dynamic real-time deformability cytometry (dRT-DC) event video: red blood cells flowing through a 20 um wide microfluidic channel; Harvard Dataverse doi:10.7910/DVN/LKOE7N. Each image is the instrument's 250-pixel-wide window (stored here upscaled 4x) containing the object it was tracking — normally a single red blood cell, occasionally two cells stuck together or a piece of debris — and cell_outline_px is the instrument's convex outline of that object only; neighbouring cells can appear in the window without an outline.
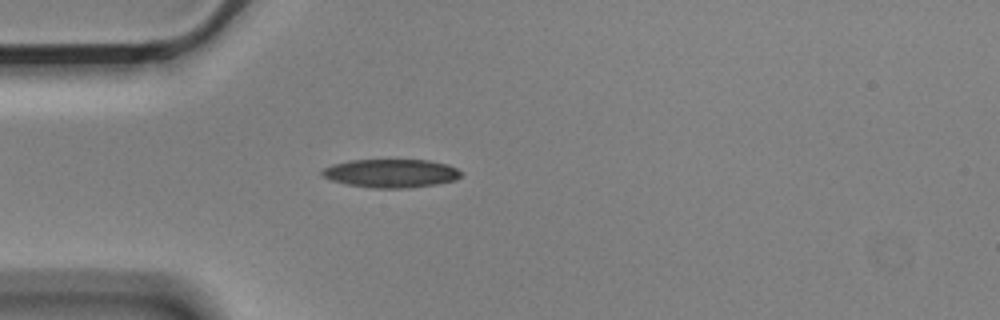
{"species": "Egyptian fruit bat (a non-hibernating species)", "species_latin": "Rousettus aegyptiacus", "temperature_condition": "cold", "stored_images_in_passage": 3, "camera_frame_rate_fps": 3000, "um_per_image_px": 0.085, "animal": {"sex": "male"}, "frame": {"image": 1, "passage_image": 3, "time_ms": 0.667, "image_size_px": [1000, 320], "cell_outline_px": [[464, 172], [456, 180], [436, 184], [408, 188], [372, 188], [348, 184], [332, 180], [324, 176], [320, 172], [324, 168], [332, 164], [348, 160], [428, 160], [448, 164]], "centroid_in_image_um": [33.27, 14.72], "position_along_channel_um": 51.7, "area_um2": 23.06}}